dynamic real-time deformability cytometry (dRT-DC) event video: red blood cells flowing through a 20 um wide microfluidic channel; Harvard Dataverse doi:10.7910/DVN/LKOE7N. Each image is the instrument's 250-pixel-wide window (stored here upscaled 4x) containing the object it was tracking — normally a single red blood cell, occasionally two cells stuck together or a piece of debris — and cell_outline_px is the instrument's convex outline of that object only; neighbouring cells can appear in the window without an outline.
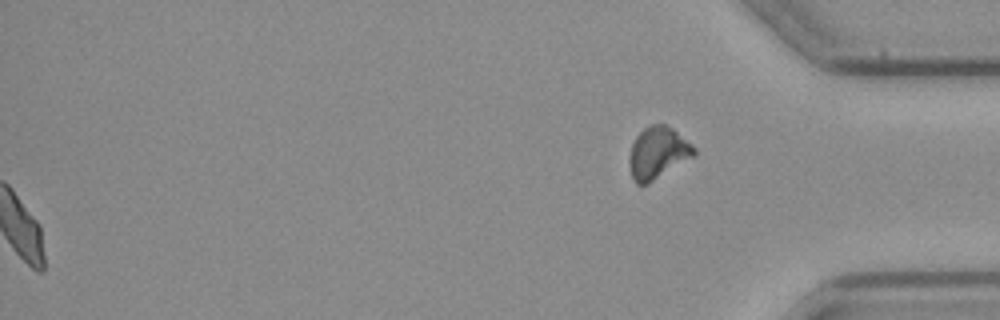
{"species": "common noctule bat (a hibernating species)", "species_latin": "Nyctalus noctula", "temperature_condition": "cold", "stored_images_in_passage": 53, "segment_of_instrument_passage": [2, 2], "camera_frame_rate_fps": 3000, "um_per_image_px": 0.085, "animal": {"sex": "female", "body_mass_g": 21.9}, "frame": {"image": 1, "passage_image": 53, "time_ms": 17.333, "image_size_px": [1000, 320], "cell_outline_px": [[696, 156], [648, 184], [636, 184], [632, 180], [628, 164], [628, 160], [632, 144], [636, 136], [644, 128], [652, 124], [664, 124], [672, 128], [692, 144], [696, 148]], "centroid_in_image_um": [55.92, 13.02], "position_along_channel_um": 379.3, "area_um2": 19.88}}